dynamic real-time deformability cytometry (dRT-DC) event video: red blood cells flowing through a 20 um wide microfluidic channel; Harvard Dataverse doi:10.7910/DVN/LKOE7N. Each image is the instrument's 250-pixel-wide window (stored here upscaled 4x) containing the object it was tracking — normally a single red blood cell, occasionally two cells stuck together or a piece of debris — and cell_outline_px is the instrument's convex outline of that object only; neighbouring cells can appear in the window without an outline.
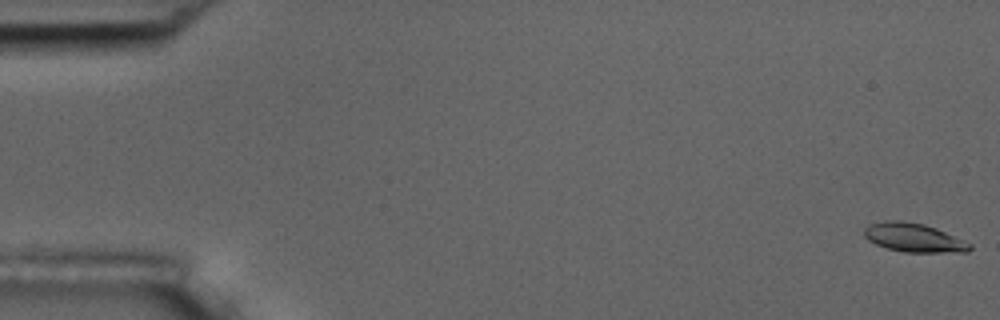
{"species": "common noctule bat (a hibernating species)", "species_latin": "Nyctalus noctula", "temperature_condition": "room temperature", "stored_images_in_passage": 55, "camera_frame_rate_fps": 3000, "um_per_image_px": 0.085, "animal": {"sex": "male", "body_mass_g": 17.5, "forearm_length_mm": 52.3}, "frame": {"image": 1, "passage_image": 1, "time_ms": 0.0, "image_size_px": [1000, 320], "cell_outline_px": [[972, 248], [968, 252], [904, 252], [888, 248], [876, 244], [868, 240], [864, 236], [864, 228], [868, 224], [888, 220], [900, 220], [924, 224], [936, 228], [972, 244]], "centroid_in_image_um": [77.66, 20.19], "position_along_channel_um": 7.3, "area_um2": 17.69}}
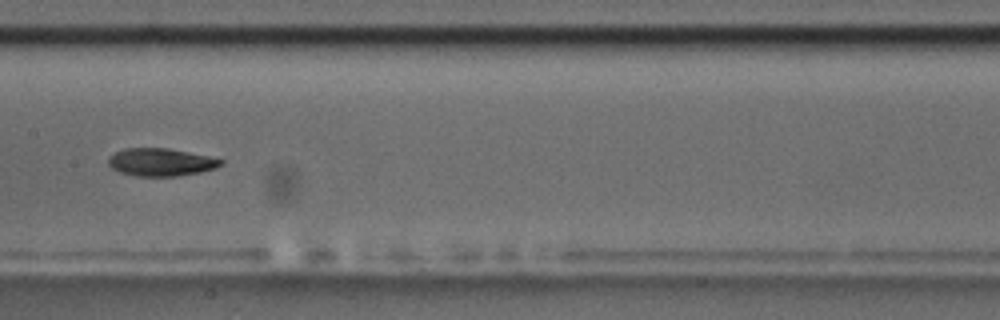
{"frame": {"image": 2, "passage_image": 28, "time_ms": 9.0, "image_size_px": [1000, 320], "cell_outline_px": [[224, 164], [216, 168], [200, 172], [176, 176], [136, 176], [120, 172], [112, 168], [108, 164], [108, 156], [124, 148], [168, 148], [208, 156], [224, 160]], "centroid_in_image_um": [13.67, 13.78], "position_along_channel_um": 193.7, "area_um2": 18.21}}
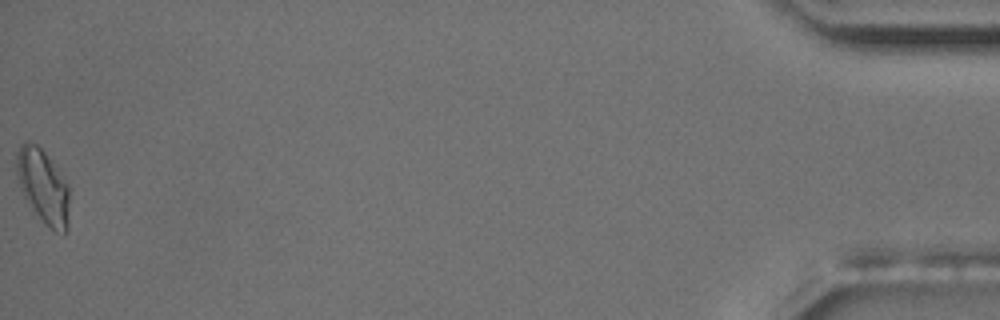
{"frame": {"image": 3, "passage_image": 55, "time_ms": 18.0, "image_size_px": [1000, 320], "cell_outline_px": [[68, 228], [64, 236], [56, 232], [44, 224], [32, 212], [20, 188], [16, 172], [16, 152], [20, 144], [24, 140], [32, 140], [44, 152], [68, 184]], "centroid_in_image_um": [3.63, 15.86], "position_along_channel_um": 431.6, "area_um2": 23.18}, "authors_computed_cell_mechanics": {"area_um2": 18.207, "velocity_mm_per_s": 3.7253, "shape_relaxation_time_tau1_ms": 4.8998, "shape_relaxation_time_tau2_ms": 3.7399, "deformation_change_tau1": 0.1299, "deformation_change_tau2": 0.0891}}